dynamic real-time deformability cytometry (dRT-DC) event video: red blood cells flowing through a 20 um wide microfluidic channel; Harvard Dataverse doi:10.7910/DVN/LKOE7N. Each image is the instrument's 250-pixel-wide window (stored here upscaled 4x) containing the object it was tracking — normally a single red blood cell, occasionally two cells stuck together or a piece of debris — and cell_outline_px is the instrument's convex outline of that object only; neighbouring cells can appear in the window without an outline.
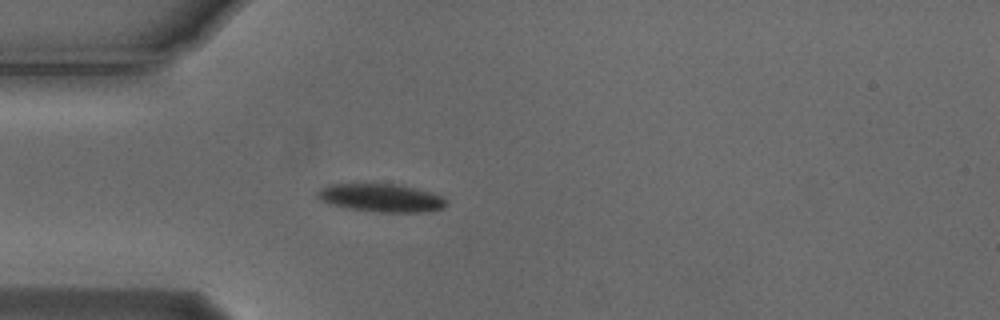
{"species": "Egyptian fruit bat (a non-hibernating species)", "species_latin": "Rousettus aegyptiacus", "temperature_condition": "cold", "stored_images_in_passage": 38, "camera_frame_rate_fps": 3000, "um_per_image_px": 0.085, "animal": {"sex": "male"}, "frame": {"image": 1, "passage_image": 7, "time_ms": 2.0, "image_size_px": [1000, 320], "cell_outline_px": [[448, 204], [444, 208], [432, 212], [376, 212], [348, 208], [328, 204], [320, 200], [316, 196], [316, 192], [320, 188], [328, 184], [364, 180], [400, 184], [432, 192], [448, 200]], "centroid_in_image_um": [32.35, 16.76], "position_along_channel_um": 52.6, "area_um2": 22.54}}
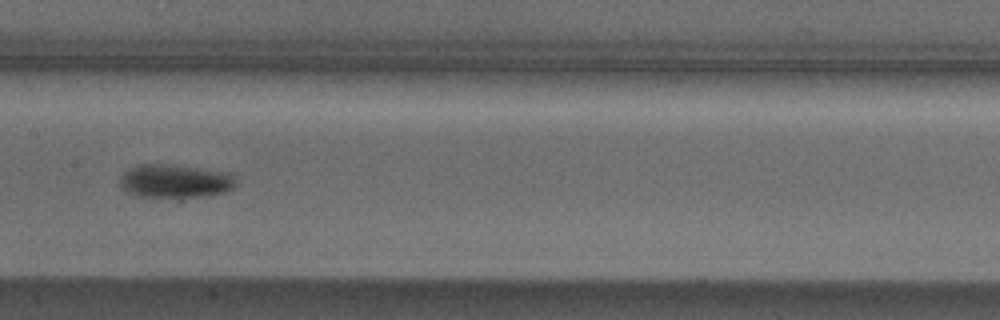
{"frame": {"image": 2, "passage_image": 19, "time_ms": 6.0, "image_size_px": [1000, 320], "cell_outline_px": [[236, 184], [232, 188], [224, 192], [200, 196], [140, 196], [128, 192], [120, 184], [120, 180], [124, 172], [140, 164], [172, 164], [232, 172]], "centroid_in_image_um": [14.93, 15.36], "position_along_channel_um": 192.5, "area_um2": 22.25}}
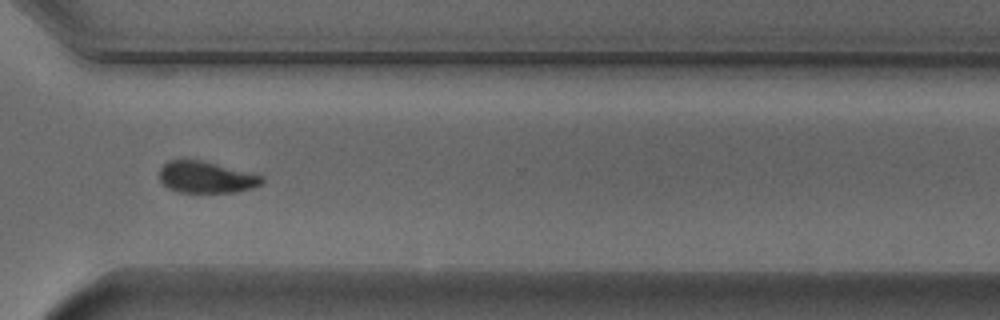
{"frame": {"image": 3, "passage_image": 32, "time_ms": 10.333, "image_size_px": [1000, 320], "cell_outline_px": [[264, 184], [252, 188], [236, 192], [180, 192], [168, 188], [160, 180], [160, 168], [168, 160], [184, 156], [264, 176]], "centroid_in_image_um": [17.5, 15.03], "position_along_channel_um": 353.1, "area_um2": 19.19}, "authors_computed_cell_mechanics": {"area_um2": 21.1548, "velocity_mm_per_s": 3.7083, "shape_relaxation_time_tau1_ms": 1.9709, "shape_relaxation_time_tau2_ms": null, "deformation_change_tau1": 0.0916, "deformation_change_tau2": null}}